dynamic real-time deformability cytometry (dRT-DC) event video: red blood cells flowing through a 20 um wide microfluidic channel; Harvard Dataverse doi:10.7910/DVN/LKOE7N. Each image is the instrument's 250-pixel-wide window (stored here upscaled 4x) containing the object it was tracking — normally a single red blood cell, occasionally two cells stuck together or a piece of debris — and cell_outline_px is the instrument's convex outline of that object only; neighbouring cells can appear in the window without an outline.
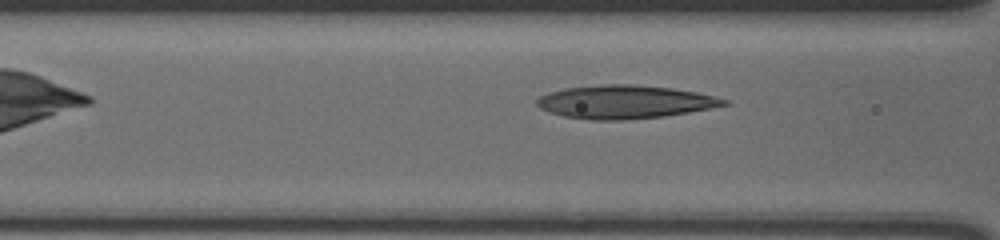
{"species": "human", "species_latin": "Homo sapiens", "temperature_condition": "cold", "stored_images_in_passage": 33, "camera_frame_rate_fps": 3000, "um_per_image_px": 0.085, "donor": {"sex": "male"}, "frame": {"image": 1, "passage_image": 10, "time_ms": 3.0, "image_size_px": [1000, 240], "cell_outline_px": [[728, 104], [688, 112], [664, 116], [620, 120], [588, 120], [564, 116], [548, 112], [540, 108], [536, 104], [536, 100], [540, 96], [548, 92], [564, 88], [600, 84], [632, 84], [672, 88], [696, 92], [728, 100]], "centroid_in_image_um": [53.03, 8.66], "position_along_channel_um": 113.6, "area_um2": 36.18}}
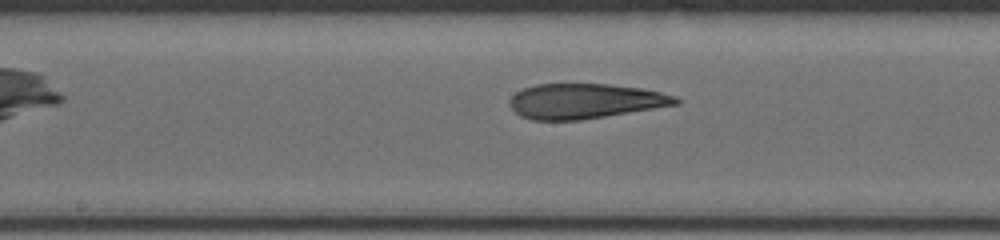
{"frame": {"image": 2, "passage_image": 17, "time_ms": 5.333, "image_size_px": [1000, 240], "cell_outline_px": [[680, 104], [580, 120], [532, 120], [520, 116], [508, 104], [508, 100], [516, 92], [524, 88], [536, 84], [608, 84], [640, 88], [660, 92], [676, 96], [680, 100]], "centroid_in_image_um": [49.7, 8.59], "position_along_channel_um": 198.5, "area_um2": 33.81}}
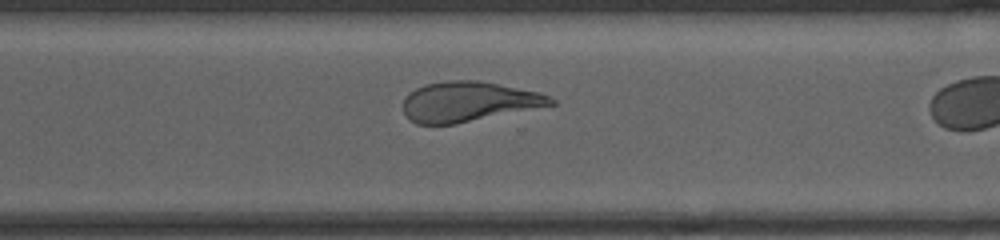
{"frame": {"image": 3, "passage_image": 28, "time_ms": 9.0, "image_size_px": [1000, 240], "cell_outline_px": [[556, 104], [456, 124], [416, 124], [408, 120], [404, 112], [404, 96], [408, 92], [424, 84], [444, 80], [476, 80], [540, 92], [556, 100]], "centroid_in_image_um": [39.78, 8.64], "position_along_channel_um": 330.8, "area_um2": 34.51}}